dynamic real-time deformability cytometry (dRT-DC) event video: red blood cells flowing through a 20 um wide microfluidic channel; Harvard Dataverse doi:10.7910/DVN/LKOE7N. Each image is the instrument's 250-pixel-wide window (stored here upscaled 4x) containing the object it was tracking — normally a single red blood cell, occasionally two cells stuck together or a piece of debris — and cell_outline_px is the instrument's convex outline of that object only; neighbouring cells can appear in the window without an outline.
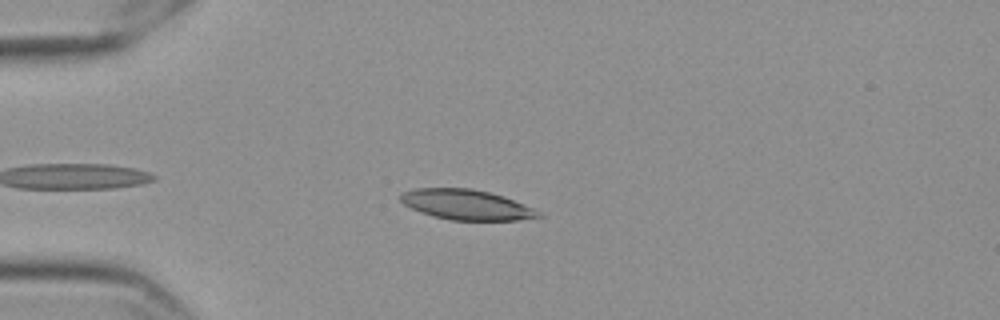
{"species": "Egyptian fruit bat (a non-hibernating species)", "species_latin": "Rousettus aegyptiacus", "temperature_condition": "cold", "stored_images_in_passage": 37, "camera_frame_rate_fps": 3000, "um_per_image_px": 0.085, "frame": {"image": 1, "passage_image": 7, "time_ms": 2.0, "image_size_px": [1000, 320], "cell_outline_px": [[544, 216], [516, 220], [452, 220], [432, 216], [420, 212], [404, 204], [400, 200], [400, 196], [404, 192], [416, 188], [472, 188], [504, 196], [532, 208], [540, 212]], "centroid_in_image_um": [39.64, 17.4], "position_along_channel_um": 45.4, "area_um2": 24.04}}
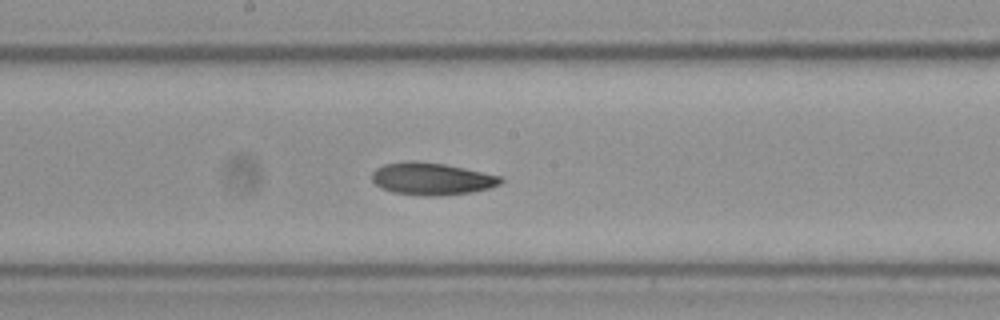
{"frame": {"image": 2, "passage_image": 23, "time_ms": 7.333, "image_size_px": [1000, 320], "cell_outline_px": [[504, 180], [500, 184], [488, 188], [472, 192], [436, 196], [424, 196], [392, 192], [380, 188], [372, 180], [372, 172], [376, 168], [384, 164], [408, 160], [416, 160], [444, 164], [504, 176]], "centroid_in_image_um": [36.69, 15.19], "position_along_channel_um": 211.5, "area_um2": 24.45}}
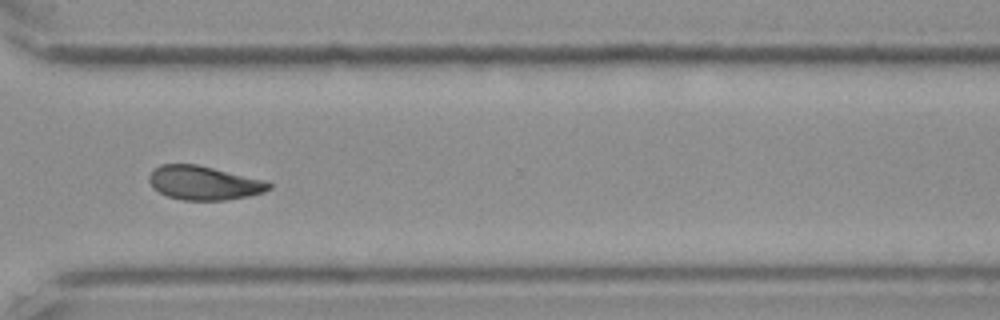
{"frame": {"image": 3, "passage_image": 35, "time_ms": 11.333, "image_size_px": [1000, 320], "cell_outline_px": [[272, 188], [264, 192], [224, 200], [184, 200], [168, 196], [152, 188], [148, 180], [148, 176], [160, 164], [196, 164], [268, 180], [272, 184]], "centroid_in_image_um": [17.35, 15.54], "position_along_channel_um": 353.3, "area_um2": 23.7}, "authors_computed_cell_mechanics": {"area_um2": 23.9292, "velocity_mm_per_s": 3.5473, "shape_relaxation_time_tau1_ms": 9.2812, "shape_relaxation_time_tau2_ms": 9.4014, "deformation_change_tau1": 0.1629, "deformation_change_tau2": 0.1364}}